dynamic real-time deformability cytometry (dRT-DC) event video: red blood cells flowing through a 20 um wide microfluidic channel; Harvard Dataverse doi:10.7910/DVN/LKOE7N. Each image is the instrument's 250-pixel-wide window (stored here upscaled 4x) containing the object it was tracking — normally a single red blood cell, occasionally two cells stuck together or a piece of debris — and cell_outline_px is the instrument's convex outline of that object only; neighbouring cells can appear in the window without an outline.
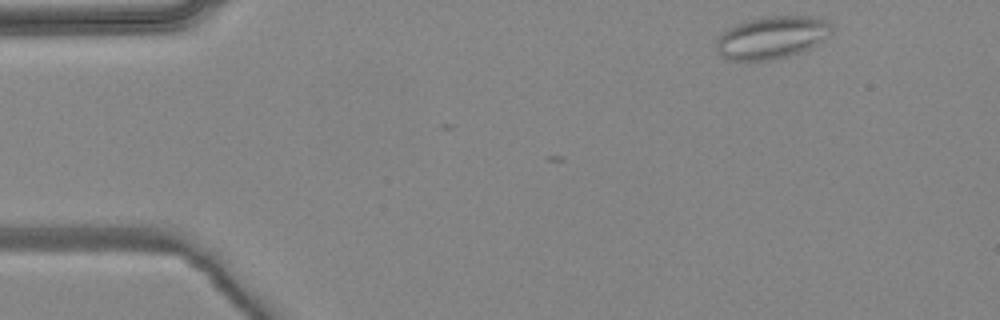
{"species": "common noctule bat (a hibernating species)", "species_latin": "Nyctalus noctula", "temperature_condition": "warm", "stored_images_in_passage": 3, "camera_frame_rate_fps": 3000, "um_per_image_px": 0.085, "animal": {"sex": "female", "body_mass_g": 24.6, "forearm_length_mm": 56.2}, "frame": {"image": 1, "passage_image": 1, "time_ms": 0.0, "image_size_px": [1000, 320], "cell_outline_px": [[832, 32], [828, 36], [812, 48], [788, 56], [772, 60], [728, 60], [720, 56], [716, 52], [716, 40], [728, 28], [736, 24], [748, 20], [764, 16], [812, 16], [824, 20], [832, 24]], "centroid_in_image_um": [65.6, 3.19], "position_along_channel_um": 19.4, "area_um2": 28.73}}